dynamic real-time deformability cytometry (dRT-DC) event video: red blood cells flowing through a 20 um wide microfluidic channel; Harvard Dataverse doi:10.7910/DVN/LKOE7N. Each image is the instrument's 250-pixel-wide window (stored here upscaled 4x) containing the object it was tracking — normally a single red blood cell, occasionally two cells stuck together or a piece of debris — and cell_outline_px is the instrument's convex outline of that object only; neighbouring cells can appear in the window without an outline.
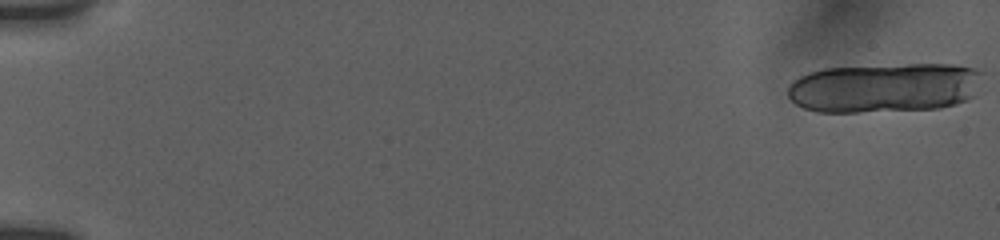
{"species": "human", "species_latin": "Homo sapiens", "temperature_condition": "room temperature", "stored_images_in_passage": 39, "camera_frame_rate_fps": 3000, "um_per_image_px": 0.085, "donor": {"sex": "female"}, "frame": {"image": 1, "passage_image": 1, "time_ms": 0.0, "image_size_px": [1000, 240], "cell_outline_px": [[984, 72], [972, 96], [968, 100], [956, 104], [940, 108], [856, 112], [816, 112], [804, 108], [796, 104], [788, 96], [788, 84], [792, 80], [808, 72], [824, 68], [908, 64], [952, 64], [976, 68]], "centroid_in_image_um": [75.17, 7.45], "position_along_channel_um": 9.8, "area_um2": 56.64}}